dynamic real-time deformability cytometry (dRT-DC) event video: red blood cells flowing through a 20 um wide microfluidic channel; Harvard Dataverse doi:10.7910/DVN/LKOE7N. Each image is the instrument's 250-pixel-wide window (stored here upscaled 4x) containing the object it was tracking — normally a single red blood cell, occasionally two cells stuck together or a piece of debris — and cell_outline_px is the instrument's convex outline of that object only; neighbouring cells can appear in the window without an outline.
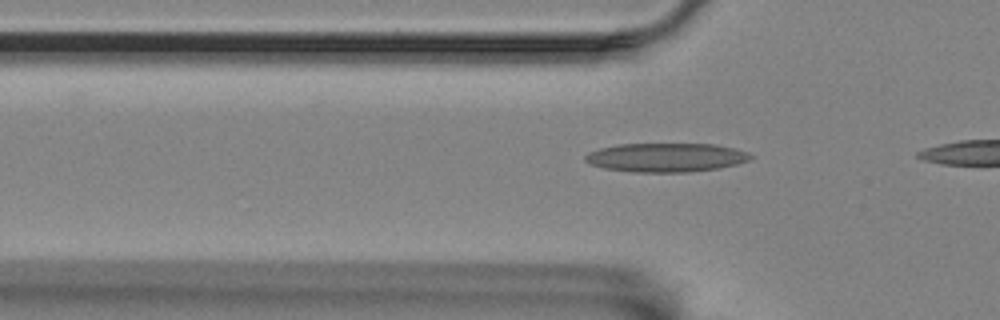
{"species": "Egyptian fruit bat (a non-hibernating species)", "species_latin": "Rousettus aegyptiacus", "temperature_condition": "room temperature", "stored_images_in_passage": 8, "camera_frame_rate_fps": 3000, "um_per_image_px": 0.085, "animal": {"sex": "female"}, "frame": {"image": 1, "passage_image": 5, "time_ms": 1.333, "image_size_px": [1000, 320], "cell_outline_px": [[752, 156], [748, 160], [736, 164], [720, 168], [688, 172], [632, 172], [604, 168], [592, 164], [584, 160], [584, 156], [588, 152], [600, 148], [616, 144], [716, 144], [736, 148], [748, 152]], "centroid_in_image_um": [56.61, 13.38], "position_along_channel_um": 69.2, "area_um2": 27.92}}